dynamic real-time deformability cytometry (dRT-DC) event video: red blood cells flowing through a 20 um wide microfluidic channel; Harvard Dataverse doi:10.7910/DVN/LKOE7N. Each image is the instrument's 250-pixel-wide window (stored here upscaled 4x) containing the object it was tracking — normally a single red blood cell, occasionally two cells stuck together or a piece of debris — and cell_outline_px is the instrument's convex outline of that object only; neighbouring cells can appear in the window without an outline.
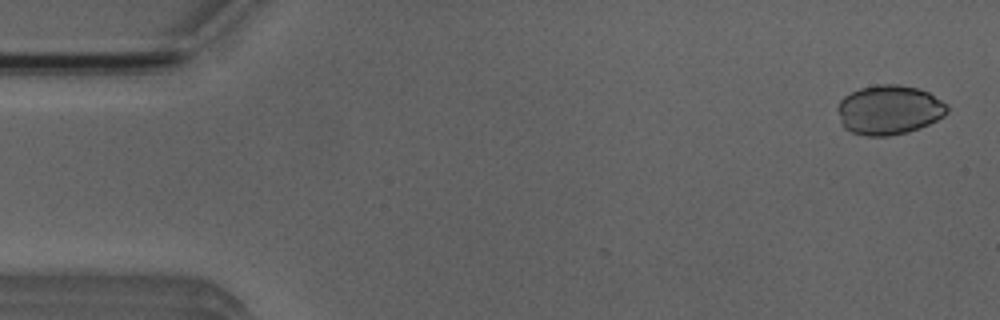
{"species": "Egyptian fruit bat (a non-hibernating species)", "species_latin": "Rousettus aegyptiacus", "temperature_condition": "room temperature", "stored_images_in_passage": 8, "camera_frame_rate_fps": 3000, "um_per_image_px": 0.085, "animal": {"sex": "male"}, "frame": {"image": 1, "passage_image": 2, "time_ms": 0.333, "image_size_px": [1000, 320], "cell_outline_px": [[948, 112], [944, 116], [920, 128], [908, 132], [888, 136], [864, 136], [852, 132], [844, 128], [840, 120], [836, 108], [840, 100], [844, 96], [860, 88], [876, 84], [900, 84], [920, 88], [928, 92], [948, 104]], "centroid_in_image_um": [75.57, 9.33], "position_along_channel_um": 9.4, "area_um2": 31.91}}